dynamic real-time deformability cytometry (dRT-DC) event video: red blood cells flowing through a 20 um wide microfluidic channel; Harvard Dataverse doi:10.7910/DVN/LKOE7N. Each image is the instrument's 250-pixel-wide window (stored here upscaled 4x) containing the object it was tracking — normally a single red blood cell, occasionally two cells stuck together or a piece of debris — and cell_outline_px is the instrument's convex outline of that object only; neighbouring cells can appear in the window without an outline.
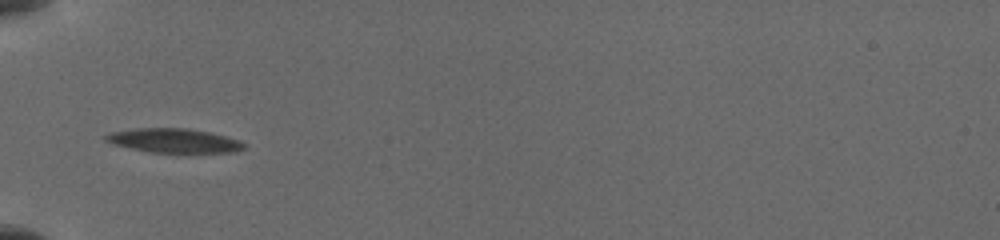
{"species": "common noctule bat (a hibernating species)", "species_latin": "Nyctalus noctula", "temperature_condition": "cold", "stored_images_in_passage": 38, "camera_frame_rate_fps": 3000, "um_per_image_px": 0.085, "animal": {"sex": "female", "body_mass_g": 19.5, "forearm_length_mm": 54.1}, "frame": {"image": 1, "passage_image": 11, "time_ms": 5.667, "image_size_px": [1000, 240], "cell_outline_px": [[244, 148], [236, 152], [152, 152], [112, 144], [104, 140], [104, 136], [108, 132], [136, 128], [184, 128], [208, 132], [240, 140], [244, 144]], "centroid_in_image_um": [14.74, 11.94], "position_along_channel_um": 70.3, "area_um2": 19.25}}
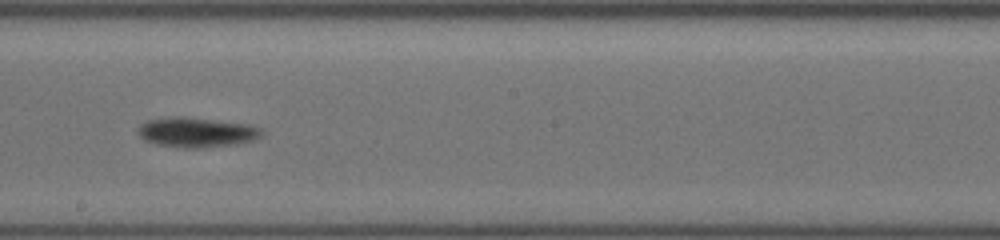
{"frame": {"image": 2, "passage_image": 20, "time_ms": 10.0, "image_size_px": [1000, 240], "cell_outline_px": [[264, 132], [260, 136], [252, 140], [236, 144], [200, 148], [184, 148], [156, 144], [144, 140], [140, 136], [140, 124], [148, 120], [176, 116], [248, 124], [260, 128]], "centroid_in_image_um": [16.71, 11.26], "position_along_channel_um": 231.5, "area_um2": 21.15}}
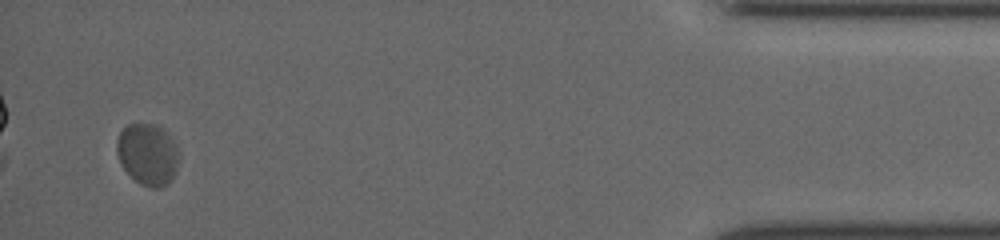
{"frame": {"image": 3, "passage_image": 36, "time_ms": 16.667, "image_size_px": [1000, 240], "cell_outline_px": [[176, 172], [172, 180], [168, 184], [160, 188], [152, 188], [140, 184], [120, 164], [116, 152], [116, 144], [120, 132], [128, 124], [156, 124], [164, 128], [176, 144]], "centroid_in_image_um": [12.54, 13.11], "position_along_channel_um": 422.7, "area_um2": 22.25}}